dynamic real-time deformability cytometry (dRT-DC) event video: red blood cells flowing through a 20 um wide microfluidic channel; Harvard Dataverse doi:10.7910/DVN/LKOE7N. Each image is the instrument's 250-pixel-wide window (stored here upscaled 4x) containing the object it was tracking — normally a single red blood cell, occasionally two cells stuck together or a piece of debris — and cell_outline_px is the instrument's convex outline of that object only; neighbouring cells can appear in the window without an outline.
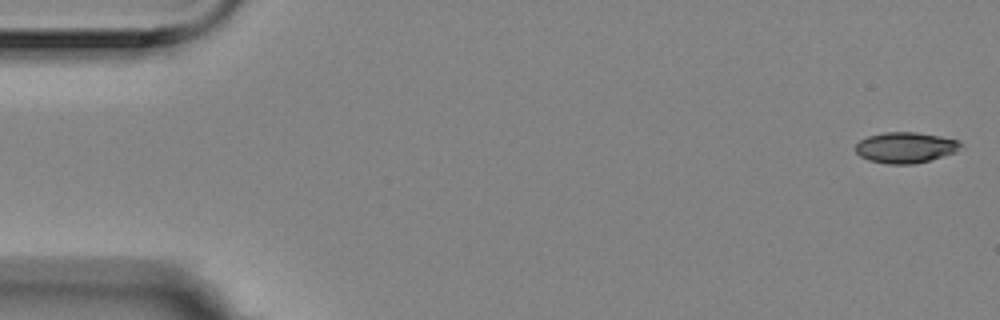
{"species": "Egyptian fruit bat (a non-hibernating species)", "species_latin": "Rousettus aegyptiacus", "temperature_condition": "room temperature", "stored_images_in_passage": 6, "camera_frame_rate_fps": 3000, "um_per_image_px": 0.085, "animal": {"sex": "female"}, "frame": {"image": 1, "passage_image": 1, "time_ms": 0.0, "image_size_px": [1000, 320], "cell_outline_px": [[964, 144], [956, 152], [916, 164], [888, 164], [868, 160], [860, 156], [856, 152], [856, 144], [860, 140], [868, 136], [884, 132], [916, 132], [940, 136], [960, 140]], "centroid_in_image_um": [76.99, 12.54], "position_along_channel_um": 8.0, "area_um2": 19.02}}
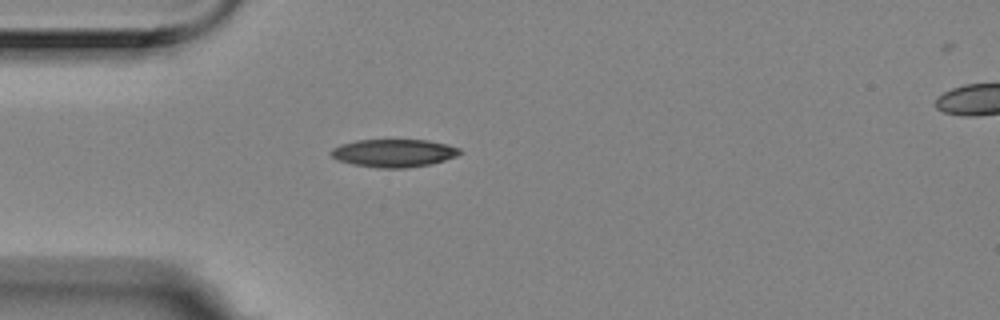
{"frame": {"image": 2, "passage_image": 5, "time_ms": 1.333, "image_size_px": [1000, 320], "cell_outline_px": [[464, 152], [456, 156], [432, 164], [404, 168], [376, 168], [352, 164], [336, 160], [328, 152], [332, 148], [340, 144], [356, 140], [428, 140], [448, 144], [460, 148]], "centroid_in_image_um": [33.46, 13.01], "position_along_channel_um": 51.5, "area_um2": 21.21}}